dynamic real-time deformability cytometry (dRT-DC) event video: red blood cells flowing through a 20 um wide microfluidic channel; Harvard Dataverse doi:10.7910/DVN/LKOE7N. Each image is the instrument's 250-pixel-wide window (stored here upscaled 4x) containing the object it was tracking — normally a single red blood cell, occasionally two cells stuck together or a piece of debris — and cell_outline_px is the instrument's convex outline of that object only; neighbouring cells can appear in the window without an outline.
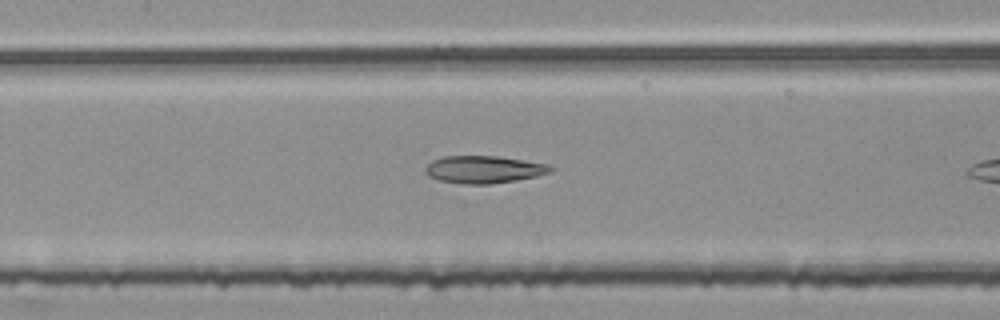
{"species": "common noctule bat (a hibernating species)", "species_latin": "Nyctalus noctula", "temperature_condition": "room temperature", "stored_images_in_passage": 13, "camera_frame_rate_fps": 3000, "um_per_image_px": 0.085, "animal": {"sex": "female", "body_mass_g": 25.1}, "frame": {"image": 1, "passage_image": 11, "time_ms": 3.333, "image_size_px": [1000, 320], "cell_outline_px": [[556, 168], [552, 172], [536, 176], [516, 180], [488, 184], [464, 184], [440, 180], [428, 176], [424, 172], [424, 168], [432, 160], [444, 156], [496, 156], [548, 164]], "centroid_in_image_um": [41.12, 14.4], "position_along_channel_um": 166.3, "area_um2": 20.0}}